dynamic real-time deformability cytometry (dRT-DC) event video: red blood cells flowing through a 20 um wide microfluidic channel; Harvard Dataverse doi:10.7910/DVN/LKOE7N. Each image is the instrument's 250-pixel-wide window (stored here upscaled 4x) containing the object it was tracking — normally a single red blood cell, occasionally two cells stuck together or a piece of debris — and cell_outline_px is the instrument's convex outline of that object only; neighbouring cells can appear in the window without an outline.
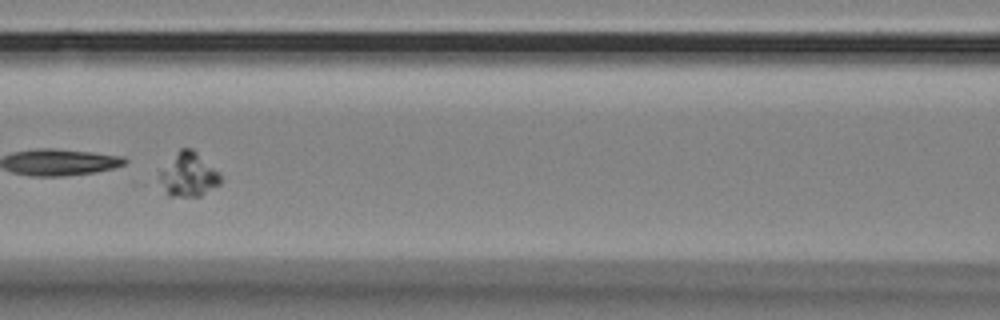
{"species": "Egyptian fruit bat (a non-hibernating species)", "species_latin": "Rousettus aegyptiacus", "temperature_condition": "room temperature", "stored_images_in_passage": 22, "camera_frame_rate_fps": 3000, "um_per_image_px": 0.085, "animal": {"sex": "female"}, "frame": {"image": 1, "passage_image": 10, "time_ms": 3.0, "image_size_px": [1000, 320], "cell_outline_px": [[220, 184], [200, 196], [168, 196], [160, 180], [160, 172], [180, 148], [192, 148], [220, 176]], "centroid_in_image_um": [16.0, 14.87], "position_along_channel_um": 150.6, "area_um2": 14.91}}